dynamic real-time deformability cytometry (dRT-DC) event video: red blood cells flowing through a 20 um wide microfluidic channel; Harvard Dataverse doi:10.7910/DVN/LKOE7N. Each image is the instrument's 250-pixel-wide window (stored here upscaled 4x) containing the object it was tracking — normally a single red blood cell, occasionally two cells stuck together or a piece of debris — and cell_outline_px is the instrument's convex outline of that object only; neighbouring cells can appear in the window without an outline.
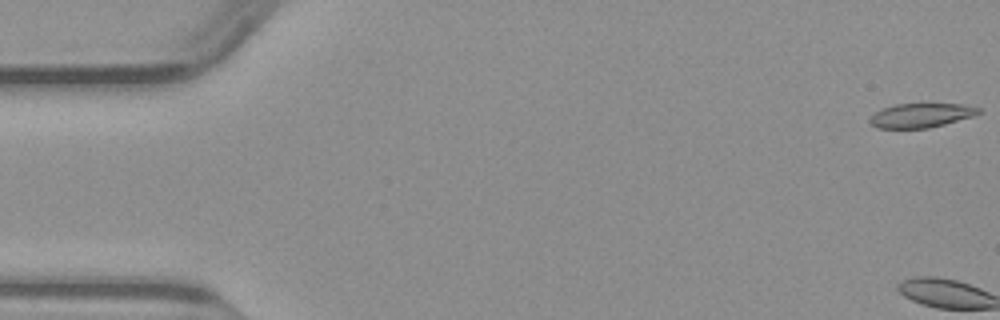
{"species": "common noctule bat (a hibernating species)", "species_latin": "Nyctalus noctula", "temperature_condition": "warm", "stored_images_in_passage": 3, "camera_frame_rate_fps": 3000, "um_per_image_px": 0.085, "animal": {"sex": "male", "body_mass_g": 23.1, "forearm_length_mm": 52.7}, "frame": {"image": 1, "passage_image": 1, "time_ms": 0.0, "image_size_px": [1000, 320], "cell_outline_px": [[980, 112], [972, 116], [944, 124], [928, 128], [876, 128], [868, 120], [876, 112], [884, 108], [896, 104], [920, 100], [964, 104], [980, 108]], "centroid_in_image_um": [78.31, 9.74], "position_along_channel_um": 6.7, "area_um2": 16.07}}